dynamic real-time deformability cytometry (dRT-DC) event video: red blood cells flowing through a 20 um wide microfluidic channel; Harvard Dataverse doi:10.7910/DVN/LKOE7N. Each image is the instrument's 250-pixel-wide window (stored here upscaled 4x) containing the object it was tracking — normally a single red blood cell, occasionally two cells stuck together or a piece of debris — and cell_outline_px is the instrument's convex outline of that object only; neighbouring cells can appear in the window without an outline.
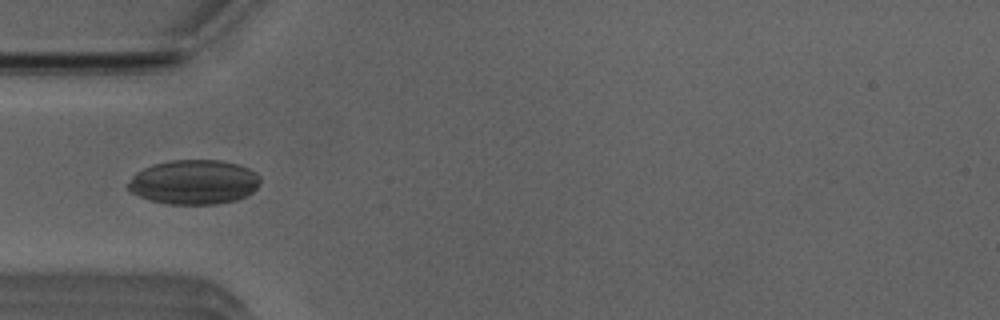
{"species": "Egyptian fruit bat (a non-hibernating species)", "species_latin": "Rousettus aegyptiacus", "temperature_condition": "room temperature", "stored_images_in_passage": 20, "camera_frame_rate_fps": 3000, "um_per_image_px": 0.085, "animal": {"sex": "male"}, "frame": {"image": 1, "passage_image": 6, "time_ms": 1.667, "image_size_px": [1000, 320], "cell_outline_px": [[260, 184], [248, 196], [236, 200], [216, 204], [168, 204], [148, 200], [132, 192], [124, 184], [136, 172], [152, 164], [172, 160], [220, 160], [236, 164], [248, 168], [256, 172], [260, 176]], "centroid_in_image_um": [16.47, 15.48], "position_along_channel_um": 68.5, "area_um2": 34.56}}
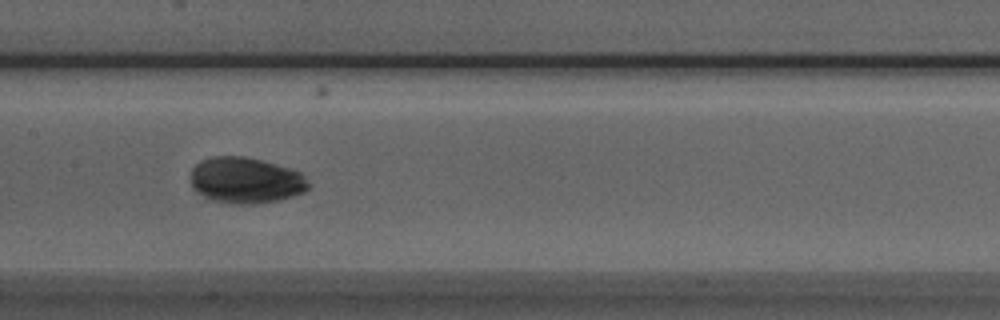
{"frame": {"image": 2, "passage_image": 15, "time_ms": 4.667, "image_size_px": [1000, 320], "cell_outline_px": [[312, 184], [304, 192], [280, 200], [256, 204], [232, 204], [212, 200], [204, 196], [192, 188], [192, 168], [200, 160], [212, 156], [244, 156], [264, 160], [300, 172]], "centroid_in_image_um": [20.9, 15.33], "position_along_channel_um": 186.5, "area_um2": 31.85}}